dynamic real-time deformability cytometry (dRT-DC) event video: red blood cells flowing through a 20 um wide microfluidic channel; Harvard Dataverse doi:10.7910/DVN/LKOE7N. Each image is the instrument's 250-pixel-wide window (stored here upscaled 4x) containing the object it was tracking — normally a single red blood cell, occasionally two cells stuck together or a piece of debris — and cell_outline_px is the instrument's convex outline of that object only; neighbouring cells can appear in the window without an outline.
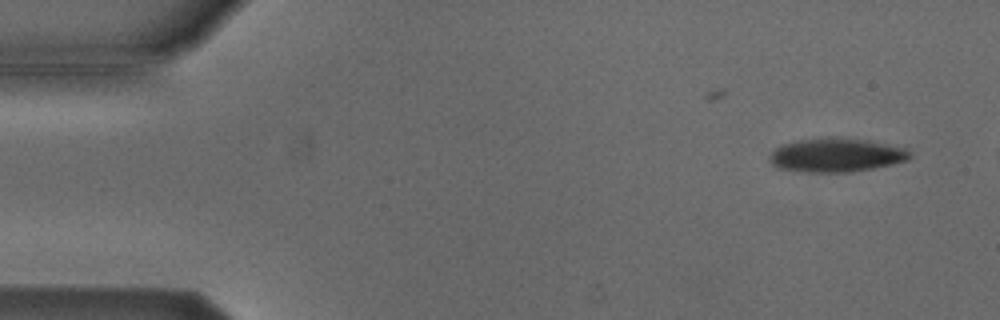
{"species": "Egyptian fruit bat (a non-hibernating species)", "species_latin": "Rousettus aegyptiacus", "temperature_condition": "cold", "stored_images_in_passage": 13, "camera_frame_rate_fps": 3000, "um_per_image_px": 0.085, "animal": {"sex": "male"}, "frame": {"image": 1, "passage_image": 1, "time_ms": 0.0, "image_size_px": [1000, 320], "cell_outline_px": [[912, 156], [908, 160], [892, 164], [852, 172], [804, 172], [776, 168], [768, 160], [768, 156], [776, 148], [784, 144], [800, 140], [820, 136], [836, 136], [868, 140], [908, 148], [912, 152]], "centroid_in_image_um": [71.09, 13.17], "position_along_channel_um": 13.9, "area_um2": 28.21}}
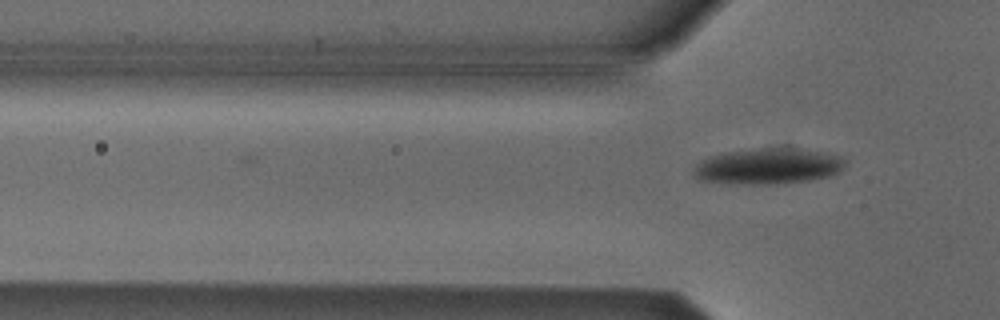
{"frame": {"image": 2, "passage_image": 13, "time_ms": 4.0, "image_size_px": [1000, 320], "cell_outline_px": [[848, 160], [844, 168], [828, 176], [812, 180], [788, 184], [728, 184], [700, 180], [692, 176], [692, 168], [700, 160], [708, 156], [728, 152], [760, 148], [796, 148], [840, 156]], "centroid_in_image_um": [65.24, 14.15], "position_along_channel_um": 60.6, "area_um2": 32.14}}